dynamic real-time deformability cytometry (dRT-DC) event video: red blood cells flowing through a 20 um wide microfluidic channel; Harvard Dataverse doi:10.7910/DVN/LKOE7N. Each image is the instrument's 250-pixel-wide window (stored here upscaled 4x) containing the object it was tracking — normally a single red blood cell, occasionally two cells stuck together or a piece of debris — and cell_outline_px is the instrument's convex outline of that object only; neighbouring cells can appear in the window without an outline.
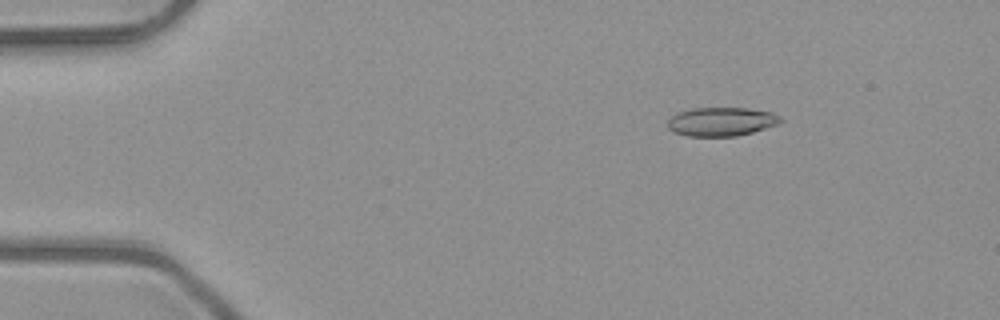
{"species": "common noctule bat (a hibernating species)", "species_latin": "Nyctalus noctula", "temperature_condition": "room temperature", "stored_images_in_passage": 17, "camera_frame_rate_fps": 3000, "um_per_image_px": 0.085, "animal": {"sex": "male", "body_mass_g": 23.1, "forearm_length_mm": 52.7}, "frame": {"image": 1, "passage_image": 8, "time_ms": 2.333, "image_size_px": [1000, 320], "cell_outline_px": [[784, 120], [780, 124], [752, 132], [736, 136], [688, 136], [672, 132], [668, 128], [668, 120], [676, 112], [692, 108], [748, 108], [772, 112], [780, 116]], "centroid_in_image_um": [61.33, 10.33], "position_along_channel_um": 23.7, "area_um2": 19.13}}